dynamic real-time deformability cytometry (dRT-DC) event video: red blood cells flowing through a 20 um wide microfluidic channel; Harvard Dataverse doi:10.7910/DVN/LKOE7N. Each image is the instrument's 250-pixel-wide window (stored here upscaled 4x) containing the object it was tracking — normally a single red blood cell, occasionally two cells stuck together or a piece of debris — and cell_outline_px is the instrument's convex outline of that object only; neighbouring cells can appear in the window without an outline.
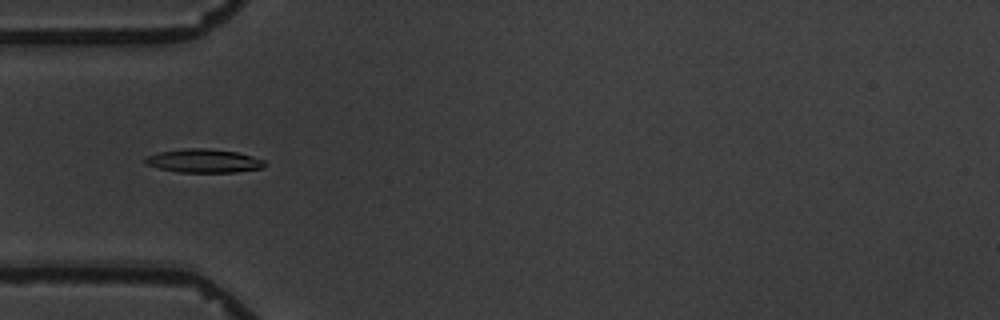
{"species": "common noctule bat (a hibernating species)", "species_latin": "Nyctalus noctula", "temperature_condition": "warm", "stored_images_in_passage": 9, "camera_frame_rate_fps": 3000, "um_per_image_px": 0.085, "animal": {"sex": "male", "body_mass_g": 19.5, "forearm_length_mm": 54.6}, "frame": {"image": 1, "passage_image": 3, "time_ms": 2.333, "image_size_px": [1000, 320], "cell_outline_px": [[268, 164], [264, 168], [236, 172], [180, 172], [160, 168], [144, 164], [144, 156], [160, 152], [184, 148], [208, 148], [236, 152], [252, 156], [264, 160]], "centroid_in_image_um": [17.33, 13.67], "position_along_channel_um": 67.7, "area_um2": 16.53}}
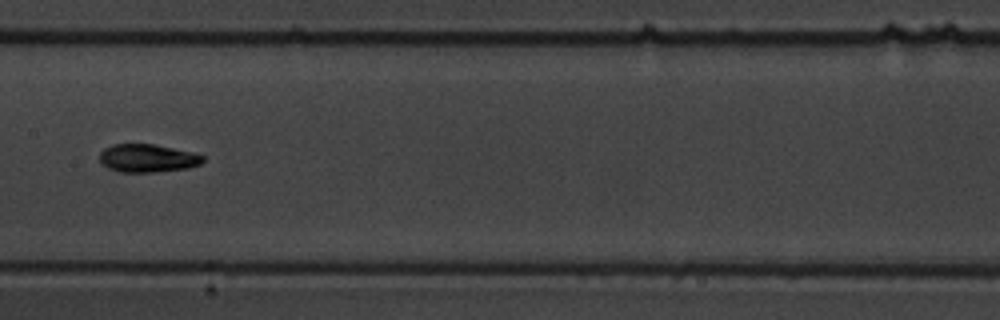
{"frame": {"image": 2, "passage_image": 6, "time_ms": 6.0, "image_size_px": [1000, 320], "cell_outline_px": [[204, 160], [200, 164], [188, 168], [152, 172], [120, 172], [108, 168], [100, 160], [100, 152], [104, 148], [112, 144], [152, 144], [196, 152], [204, 156]], "centroid_in_image_um": [12.56, 13.44], "position_along_channel_um": 194.8, "area_um2": 16.94}}
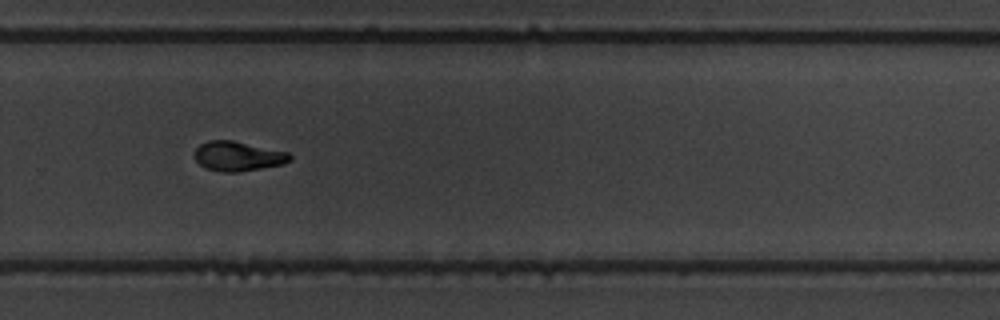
{"frame": {"image": 3, "passage_image": 9, "time_ms": 9.333, "image_size_px": [1000, 320], "cell_outline_px": [[292, 160], [284, 164], [240, 172], [220, 172], [204, 168], [196, 160], [196, 148], [200, 144], [208, 140], [232, 140], [288, 152], [292, 156]], "centroid_in_image_um": [20.24, 13.28], "position_along_channel_um": 309.6, "area_um2": 16.53}}